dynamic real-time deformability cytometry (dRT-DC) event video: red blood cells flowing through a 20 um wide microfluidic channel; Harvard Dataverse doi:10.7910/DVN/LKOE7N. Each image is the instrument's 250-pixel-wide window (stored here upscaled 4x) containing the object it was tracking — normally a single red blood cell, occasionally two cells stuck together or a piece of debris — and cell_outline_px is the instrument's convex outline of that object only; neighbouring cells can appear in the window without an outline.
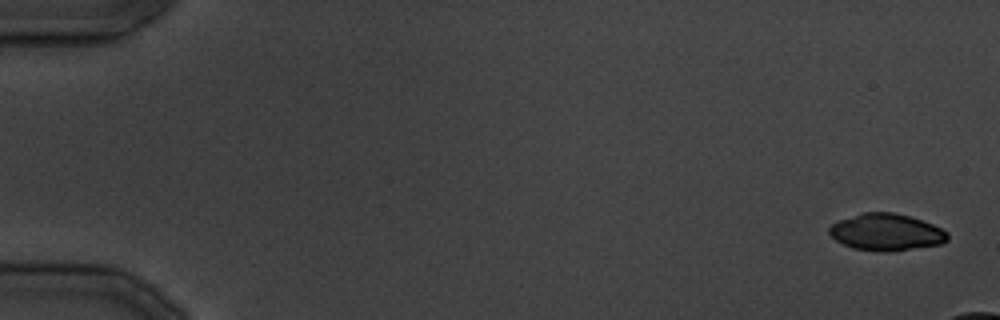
{"species": "common noctule bat (a hibernating species)", "species_latin": "Nyctalus noctula", "temperature_condition": "cold", "stored_images_in_passage": 5, "camera_frame_rate_fps": 3000, "um_per_image_px": 0.085, "animal": {"sex": "male", "body_mass_g": 19.5, "forearm_length_mm": 54.6}, "frame": {"image": 1, "passage_image": 1, "time_ms": 0.0, "image_size_px": [1000, 320], "cell_outline_px": [[948, 240], [940, 244], [888, 252], [852, 248], [836, 240], [828, 232], [828, 228], [832, 224], [840, 220], [864, 212], [892, 212], [908, 216], [932, 224], [948, 232]], "centroid_in_image_um": [75.33, 19.73], "position_along_channel_um": 9.7, "area_um2": 25.09}}